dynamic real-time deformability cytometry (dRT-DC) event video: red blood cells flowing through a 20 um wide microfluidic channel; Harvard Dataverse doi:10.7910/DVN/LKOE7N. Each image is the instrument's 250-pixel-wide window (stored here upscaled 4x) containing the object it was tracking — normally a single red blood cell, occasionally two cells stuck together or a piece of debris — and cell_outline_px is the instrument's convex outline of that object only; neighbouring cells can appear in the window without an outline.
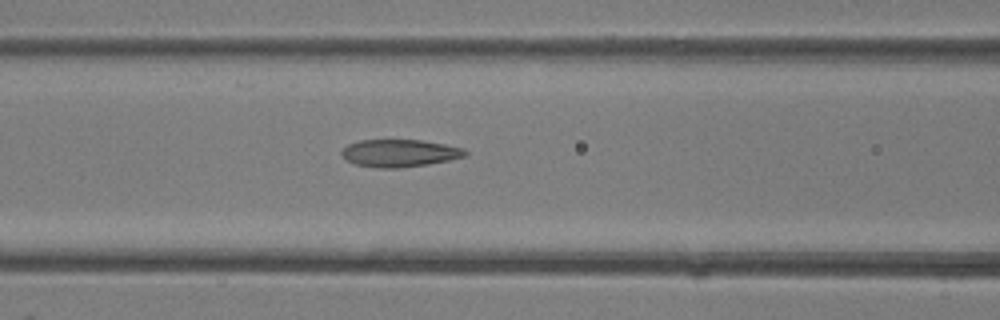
{"species": "common noctule bat (a hibernating species)", "species_latin": "Nyctalus noctula", "temperature_condition": "room temperature", "stored_images_in_passage": 5, "camera_frame_rate_fps": 3000, "um_per_image_px": 0.085, "animal": {"sex": "female"}, "frame": {"image": 1, "passage_image": 5, "time_ms": 1.333, "image_size_px": [1000, 320], "cell_outline_px": [[468, 156], [428, 164], [396, 168], [376, 168], [356, 164], [348, 160], [340, 152], [348, 144], [360, 140], [420, 140], [444, 144], [464, 148], [468, 152]], "centroid_in_image_um": [33.99, 13.01], "position_along_channel_um": 132.6, "area_um2": 19.65}}